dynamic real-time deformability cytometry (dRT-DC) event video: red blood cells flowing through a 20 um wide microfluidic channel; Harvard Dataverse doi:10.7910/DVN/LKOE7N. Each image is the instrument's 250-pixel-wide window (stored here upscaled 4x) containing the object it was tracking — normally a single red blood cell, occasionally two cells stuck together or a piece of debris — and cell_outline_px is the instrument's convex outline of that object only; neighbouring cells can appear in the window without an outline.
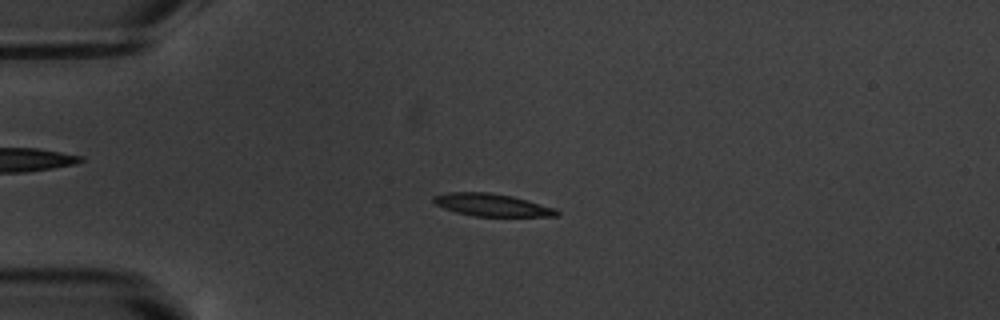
{"species": "common noctule bat (a hibernating species)", "species_latin": "Nyctalus noctula", "temperature_condition": "warm", "stored_images_in_passage": 4, "camera_frame_rate_fps": 3000, "um_per_image_px": 0.085, "animal": {"sex": "male", "body_mass_g": 20.1, "forearm_length_mm": 53.5}, "frame": {"image": 1, "passage_image": 3, "time_ms": 3.0, "image_size_px": [1000, 320], "cell_outline_px": [[560, 216], [472, 216], [456, 212], [444, 208], [436, 204], [432, 200], [432, 196], [448, 192], [488, 192], [512, 196], [556, 208], [560, 212]], "centroid_in_image_um": [41.81, 17.42], "position_along_channel_um": 43.2, "area_um2": 16.18}}